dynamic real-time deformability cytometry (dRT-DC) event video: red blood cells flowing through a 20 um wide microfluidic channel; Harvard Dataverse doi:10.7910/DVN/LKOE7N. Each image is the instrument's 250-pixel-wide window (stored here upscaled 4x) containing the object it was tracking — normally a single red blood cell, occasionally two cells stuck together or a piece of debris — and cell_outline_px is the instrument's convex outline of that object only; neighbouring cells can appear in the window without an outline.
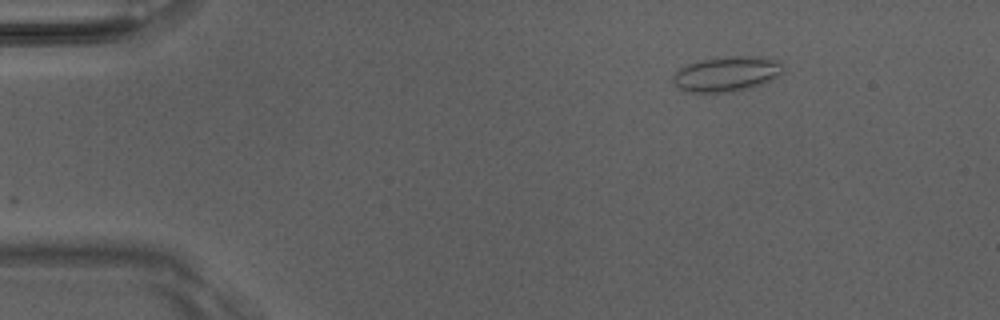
{"species": "Egyptian fruit bat (a non-hibernating species)", "species_latin": "Rousettus aegyptiacus", "temperature_condition": "room temperature", "stored_images_in_passage": 7, "camera_frame_rate_fps": 3000, "um_per_image_px": 0.085, "animal": {"sex": "male"}, "frame": {"image": 1, "passage_image": 1, "time_ms": 0.0, "image_size_px": [1000, 320], "cell_outline_px": [[784, 72], [780, 76], [764, 84], [752, 88], [732, 92], [684, 92], [672, 80], [672, 76], [680, 68], [688, 64], [700, 60], [732, 56], [756, 56], [780, 60], [784, 64]], "centroid_in_image_um": [61.85, 6.29], "position_along_channel_um": 23.2, "area_um2": 22.89}}